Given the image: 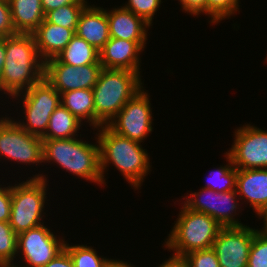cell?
<instances>
[{
	"mask_svg": "<svg viewBox=\"0 0 267 267\" xmlns=\"http://www.w3.org/2000/svg\"><path fill=\"white\" fill-rule=\"evenodd\" d=\"M96 130L103 185L106 186L107 167L112 164L134 190H140L145 177L152 170L147 149L140 142L113 132L107 125Z\"/></svg>",
	"mask_w": 267,
	"mask_h": 267,
	"instance_id": "1",
	"label": "cell"
},
{
	"mask_svg": "<svg viewBox=\"0 0 267 267\" xmlns=\"http://www.w3.org/2000/svg\"><path fill=\"white\" fill-rule=\"evenodd\" d=\"M44 78V61L40 58L33 34L18 33L6 37V56L0 80V92L14 97Z\"/></svg>",
	"mask_w": 267,
	"mask_h": 267,
	"instance_id": "2",
	"label": "cell"
},
{
	"mask_svg": "<svg viewBox=\"0 0 267 267\" xmlns=\"http://www.w3.org/2000/svg\"><path fill=\"white\" fill-rule=\"evenodd\" d=\"M81 138L42 139L43 164H58L78 178L104 187L100 170L99 144Z\"/></svg>",
	"mask_w": 267,
	"mask_h": 267,
	"instance_id": "3",
	"label": "cell"
},
{
	"mask_svg": "<svg viewBox=\"0 0 267 267\" xmlns=\"http://www.w3.org/2000/svg\"><path fill=\"white\" fill-rule=\"evenodd\" d=\"M143 86L138 72L103 68L92 89L94 130L107 125Z\"/></svg>",
	"mask_w": 267,
	"mask_h": 267,
	"instance_id": "4",
	"label": "cell"
},
{
	"mask_svg": "<svg viewBox=\"0 0 267 267\" xmlns=\"http://www.w3.org/2000/svg\"><path fill=\"white\" fill-rule=\"evenodd\" d=\"M178 214L163 246L179 257L195 250L212 248L222 226L210 215L189 210L184 205Z\"/></svg>",
	"mask_w": 267,
	"mask_h": 267,
	"instance_id": "5",
	"label": "cell"
},
{
	"mask_svg": "<svg viewBox=\"0 0 267 267\" xmlns=\"http://www.w3.org/2000/svg\"><path fill=\"white\" fill-rule=\"evenodd\" d=\"M46 174L38 173L32 177L12 185V201L9 224L16 234L35 228L44 223L47 212V186L49 181ZM44 212V213H43ZM42 221V222H41Z\"/></svg>",
	"mask_w": 267,
	"mask_h": 267,
	"instance_id": "6",
	"label": "cell"
},
{
	"mask_svg": "<svg viewBox=\"0 0 267 267\" xmlns=\"http://www.w3.org/2000/svg\"><path fill=\"white\" fill-rule=\"evenodd\" d=\"M12 98L18 100V103L21 101V113L25 114L22 116L24 119H17L16 123L26 132L39 137L46 133L50 116L61 104V94L44 78Z\"/></svg>",
	"mask_w": 267,
	"mask_h": 267,
	"instance_id": "7",
	"label": "cell"
},
{
	"mask_svg": "<svg viewBox=\"0 0 267 267\" xmlns=\"http://www.w3.org/2000/svg\"><path fill=\"white\" fill-rule=\"evenodd\" d=\"M6 116L0 117V161L3 158L17 165H42L41 137L26 132L13 117Z\"/></svg>",
	"mask_w": 267,
	"mask_h": 267,
	"instance_id": "8",
	"label": "cell"
},
{
	"mask_svg": "<svg viewBox=\"0 0 267 267\" xmlns=\"http://www.w3.org/2000/svg\"><path fill=\"white\" fill-rule=\"evenodd\" d=\"M143 87L122 107L107 124L115 133L142 143L153 132V113L150 94Z\"/></svg>",
	"mask_w": 267,
	"mask_h": 267,
	"instance_id": "9",
	"label": "cell"
},
{
	"mask_svg": "<svg viewBox=\"0 0 267 267\" xmlns=\"http://www.w3.org/2000/svg\"><path fill=\"white\" fill-rule=\"evenodd\" d=\"M182 199L184 201L181 204L186 208L210 215L222 227L244 226V223L235 217L240 215L239 209L242 210L236 190L216 192L202 188L199 192H191L190 195L189 193L186 196L184 195Z\"/></svg>",
	"mask_w": 267,
	"mask_h": 267,
	"instance_id": "10",
	"label": "cell"
},
{
	"mask_svg": "<svg viewBox=\"0 0 267 267\" xmlns=\"http://www.w3.org/2000/svg\"><path fill=\"white\" fill-rule=\"evenodd\" d=\"M47 226L43 223L18 234L17 256L25 263L13 267H43L65 249L64 237L55 236Z\"/></svg>",
	"mask_w": 267,
	"mask_h": 267,
	"instance_id": "11",
	"label": "cell"
},
{
	"mask_svg": "<svg viewBox=\"0 0 267 267\" xmlns=\"http://www.w3.org/2000/svg\"><path fill=\"white\" fill-rule=\"evenodd\" d=\"M234 142L226 152L236 169L267 168V130L252 124L235 129Z\"/></svg>",
	"mask_w": 267,
	"mask_h": 267,
	"instance_id": "12",
	"label": "cell"
},
{
	"mask_svg": "<svg viewBox=\"0 0 267 267\" xmlns=\"http://www.w3.org/2000/svg\"><path fill=\"white\" fill-rule=\"evenodd\" d=\"M102 69L100 63L75 67L61 63L54 57L44 62V79L59 94L70 90L93 89Z\"/></svg>",
	"mask_w": 267,
	"mask_h": 267,
	"instance_id": "13",
	"label": "cell"
},
{
	"mask_svg": "<svg viewBox=\"0 0 267 267\" xmlns=\"http://www.w3.org/2000/svg\"><path fill=\"white\" fill-rule=\"evenodd\" d=\"M254 234L249 225L222 227L212 245L220 267H247Z\"/></svg>",
	"mask_w": 267,
	"mask_h": 267,
	"instance_id": "14",
	"label": "cell"
},
{
	"mask_svg": "<svg viewBox=\"0 0 267 267\" xmlns=\"http://www.w3.org/2000/svg\"><path fill=\"white\" fill-rule=\"evenodd\" d=\"M146 41H129L110 37L100 50V64L105 69H118L141 74V52Z\"/></svg>",
	"mask_w": 267,
	"mask_h": 267,
	"instance_id": "15",
	"label": "cell"
},
{
	"mask_svg": "<svg viewBox=\"0 0 267 267\" xmlns=\"http://www.w3.org/2000/svg\"><path fill=\"white\" fill-rule=\"evenodd\" d=\"M235 190L257 214L267 206V168L237 169Z\"/></svg>",
	"mask_w": 267,
	"mask_h": 267,
	"instance_id": "16",
	"label": "cell"
},
{
	"mask_svg": "<svg viewBox=\"0 0 267 267\" xmlns=\"http://www.w3.org/2000/svg\"><path fill=\"white\" fill-rule=\"evenodd\" d=\"M75 34L100 51L110 38L106 9L88 4L80 14Z\"/></svg>",
	"mask_w": 267,
	"mask_h": 267,
	"instance_id": "17",
	"label": "cell"
},
{
	"mask_svg": "<svg viewBox=\"0 0 267 267\" xmlns=\"http://www.w3.org/2000/svg\"><path fill=\"white\" fill-rule=\"evenodd\" d=\"M106 13L109 22L110 37L129 41L148 40V30L151 25L141 17L135 15L132 11L119 6L112 10L106 8Z\"/></svg>",
	"mask_w": 267,
	"mask_h": 267,
	"instance_id": "18",
	"label": "cell"
},
{
	"mask_svg": "<svg viewBox=\"0 0 267 267\" xmlns=\"http://www.w3.org/2000/svg\"><path fill=\"white\" fill-rule=\"evenodd\" d=\"M75 30L60 27L44 19L32 33L40 58L45 62L48 59L57 57L75 35Z\"/></svg>",
	"mask_w": 267,
	"mask_h": 267,
	"instance_id": "19",
	"label": "cell"
},
{
	"mask_svg": "<svg viewBox=\"0 0 267 267\" xmlns=\"http://www.w3.org/2000/svg\"><path fill=\"white\" fill-rule=\"evenodd\" d=\"M17 33L32 34L45 19L41 0H8Z\"/></svg>",
	"mask_w": 267,
	"mask_h": 267,
	"instance_id": "20",
	"label": "cell"
},
{
	"mask_svg": "<svg viewBox=\"0 0 267 267\" xmlns=\"http://www.w3.org/2000/svg\"><path fill=\"white\" fill-rule=\"evenodd\" d=\"M61 104L79 121L88 123L94 130V95L92 89L63 92L61 93Z\"/></svg>",
	"mask_w": 267,
	"mask_h": 267,
	"instance_id": "21",
	"label": "cell"
},
{
	"mask_svg": "<svg viewBox=\"0 0 267 267\" xmlns=\"http://www.w3.org/2000/svg\"><path fill=\"white\" fill-rule=\"evenodd\" d=\"M83 123L71 114L62 104L52 113L46 133L41 139H70L78 137ZM81 127V128H80Z\"/></svg>",
	"mask_w": 267,
	"mask_h": 267,
	"instance_id": "22",
	"label": "cell"
},
{
	"mask_svg": "<svg viewBox=\"0 0 267 267\" xmlns=\"http://www.w3.org/2000/svg\"><path fill=\"white\" fill-rule=\"evenodd\" d=\"M56 58L61 63L79 67L100 63V51L75 34Z\"/></svg>",
	"mask_w": 267,
	"mask_h": 267,
	"instance_id": "23",
	"label": "cell"
},
{
	"mask_svg": "<svg viewBox=\"0 0 267 267\" xmlns=\"http://www.w3.org/2000/svg\"><path fill=\"white\" fill-rule=\"evenodd\" d=\"M225 158L227 160L226 165H220L212 171V175L209 176L207 184L204 185V189H210L216 192H228L235 190L237 169L233 166L231 157L225 152Z\"/></svg>",
	"mask_w": 267,
	"mask_h": 267,
	"instance_id": "24",
	"label": "cell"
},
{
	"mask_svg": "<svg viewBox=\"0 0 267 267\" xmlns=\"http://www.w3.org/2000/svg\"><path fill=\"white\" fill-rule=\"evenodd\" d=\"M65 249L69 252L74 267H102L108 259L106 256H99L96 249L87 244L69 245L66 241Z\"/></svg>",
	"mask_w": 267,
	"mask_h": 267,
	"instance_id": "25",
	"label": "cell"
},
{
	"mask_svg": "<svg viewBox=\"0 0 267 267\" xmlns=\"http://www.w3.org/2000/svg\"><path fill=\"white\" fill-rule=\"evenodd\" d=\"M88 4H68L45 14L47 22L60 27L76 29L80 14Z\"/></svg>",
	"mask_w": 267,
	"mask_h": 267,
	"instance_id": "26",
	"label": "cell"
},
{
	"mask_svg": "<svg viewBox=\"0 0 267 267\" xmlns=\"http://www.w3.org/2000/svg\"><path fill=\"white\" fill-rule=\"evenodd\" d=\"M18 234L9 222L0 221V266H13L17 256Z\"/></svg>",
	"mask_w": 267,
	"mask_h": 267,
	"instance_id": "27",
	"label": "cell"
},
{
	"mask_svg": "<svg viewBox=\"0 0 267 267\" xmlns=\"http://www.w3.org/2000/svg\"><path fill=\"white\" fill-rule=\"evenodd\" d=\"M239 2L240 0H206V16L210 18V24H219L240 12Z\"/></svg>",
	"mask_w": 267,
	"mask_h": 267,
	"instance_id": "28",
	"label": "cell"
},
{
	"mask_svg": "<svg viewBox=\"0 0 267 267\" xmlns=\"http://www.w3.org/2000/svg\"><path fill=\"white\" fill-rule=\"evenodd\" d=\"M126 3L122 7L132 11L152 26L154 15H156L163 2L162 0H128Z\"/></svg>",
	"mask_w": 267,
	"mask_h": 267,
	"instance_id": "29",
	"label": "cell"
},
{
	"mask_svg": "<svg viewBox=\"0 0 267 267\" xmlns=\"http://www.w3.org/2000/svg\"><path fill=\"white\" fill-rule=\"evenodd\" d=\"M247 267H267V236L255 229Z\"/></svg>",
	"mask_w": 267,
	"mask_h": 267,
	"instance_id": "30",
	"label": "cell"
},
{
	"mask_svg": "<svg viewBox=\"0 0 267 267\" xmlns=\"http://www.w3.org/2000/svg\"><path fill=\"white\" fill-rule=\"evenodd\" d=\"M190 267H220L212 248L195 250L183 256Z\"/></svg>",
	"mask_w": 267,
	"mask_h": 267,
	"instance_id": "31",
	"label": "cell"
},
{
	"mask_svg": "<svg viewBox=\"0 0 267 267\" xmlns=\"http://www.w3.org/2000/svg\"><path fill=\"white\" fill-rule=\"evenodd\" d=\"M18 34L12 22V14L8 0H0V37Z\"/></svg>",
	"mask_w": 267,
	"mask_h": 267,
	"instance_id": "32",
	"label": "cell"
},
{
	"mask_svg": "<svg viewBox=\"0 0 267 267\" xmlns=\"http://www.w3.org/2000/svg\"><path fill=\"white\" fill-rule=\"evenodd\" d=\"M12 201V184L0 185V221L9 222Z\"/></svg>",
	"mask_w": 267,
	"mask_h": 267,
	"instance_id": "33",
	"label": "cell"
},
{
	"mask_svg": "<svg viewBox=\"0 0 267 267\" xmlns=\"http://www.w3.org/2000/svg\"><path fill=\"white\" fill-rule=\"evenodd\" d=\"M184 13L187 12L191 16H199L201 14L206 15V0H178Z\"/></svg>",
	"mask_w": 267,
	"mask_h": 267,
	"instance_id": "34",
	"label": "cell"
},
{
	"mask_svg": "<svg viewBox=\"0 0 267 267\" xmlns=\"http://www.w3.org/2000/svg\"><path fill=\"white\" fill-rule=\"evenodd\" d=\"M44 13L68 4H89L87 0H41Z\"/></svg>",
	"mask_w": 267,
	"mask_h": 267,
	"instance_id": "35",
	"label": "cell"
},
{
	"mask_svg": "<svg viewBox=\"0 0 267 267\" xmlns=\"http://www.w3.org/2000/svg\"><path fill=\"white\" fill-rule=\"evenodd\" d=\"M43 267H74L69 252L64 249Z\"/></svg>",
	"mask_w": 267,
	"mask_h": 267,
	"instance_id": "36",
	"label": "cell"
},
{
	"mask_svg": "<svg viewBox=\"0 0 267 267\" xmlns=\"http://www.w3.org/2000/svg\"><path fill=\"white\" fill-rule=\"evenodd\" d=\"M158 267H190L184 257L171 255L167 260L165 259Z\"/></svg>",
	"mask_w": 267,
	"mask_h": 267,
	"instance_id": "37",
	"label": "cell"
},
{
	"mask_svg": "<svg viewBox=\"0 0 267 267\" xmlns=\"http://www.w3.org/2000/svg\"><path fill=\"white\" fill-rule=\"evenodd\" d=\"M258 215V216H257ZM257 216V218L259 219H263V226L262 228H257L256 231L261 233L262 235L264 236H267V206L263 207L256 215L255 217ZM260 229V230H259Z\"/></svg>",
	"mask_w": 267,
	"mask_h": 267,
	"instance_id": "38",
	"label": "cell"
},
{
	"mask_svg": "<svg viewBox=\"0 0 267 267\" xmlns=\"http://www.w3.org/2000/svg\"><path fill=\"white\" fill-rule=\"evenodd\" d=\"M102 267H135L134 264H131V262L128 264V262L123 260H116V259H107Z\"/></svg>",
	"mask_w": 267,
	"mask_h": 267,
	"instance_id": "39",
	"label": "cell"
},
{
	"mask_svg": "<svg viewBox=\"0 0 267 267\" xmlns=\"http://www.w3.org/2000/svg\"><path fill=\"white\" fill-rule=\"evenodd\" d=\"M6 56V37H0V80Z\"/></svg>",
	"mask_w": 267,
	"mask_h": 267,
	"instance_id": "40",
	"label": "cell"
}]
</instances>
